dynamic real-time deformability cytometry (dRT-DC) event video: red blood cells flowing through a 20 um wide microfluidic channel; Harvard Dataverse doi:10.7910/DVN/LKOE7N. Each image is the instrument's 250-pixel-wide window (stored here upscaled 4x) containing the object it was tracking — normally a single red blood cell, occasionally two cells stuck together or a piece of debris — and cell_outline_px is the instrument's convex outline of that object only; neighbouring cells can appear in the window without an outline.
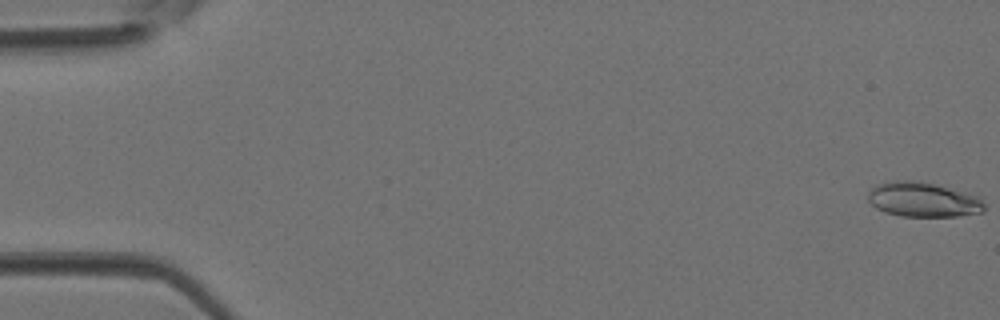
{"species": "Egyptian fruit bat (a non-hibernating species)", "species_latin": "Rousettus aegyptiacus", "temperature_condition": "room temperature", "stored_images_in_passage": 44, "camera_frame_rate_fps": 3000, "um_per_image_px": 0.085, "animal": {"sex": "female"}, "frame": {"image": 1, "passage_image": 1, "time_ms": 0.0, "image_size_px": [1000, 320], "cell_outline_px": [[984, 212], [956, 216], [900, 216], [884, 212], [876, 208], [868, 200], [868, 192], [876, 184], [896, 180], [912, 180], [936, 184], [976, 196], [984, 204]], "centroid_in_image_um": [78.41, 16.97], "position_along_channel_um": 6.6, "area_um2": 23.35}}
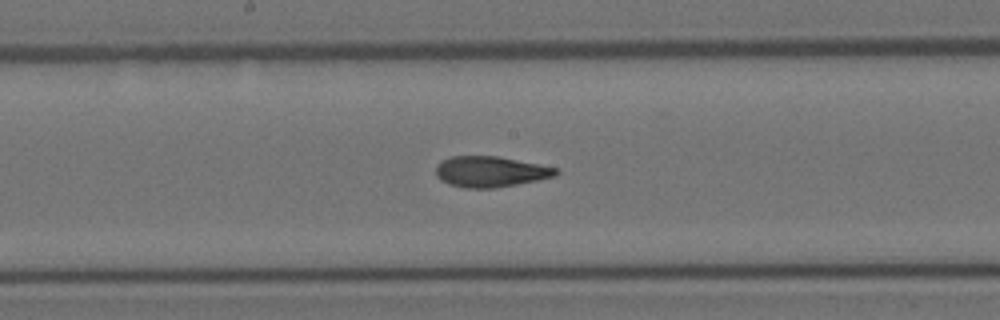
{"frame": {"image": 2, "passage_image": 23, "time_ms": 7.333, "image_size_px": [1000, 320], "cell_outline_px": [[560, 172], [556, 176], [540, 180], [496, 188], [464, 188], [448, 184], [440, 180], [436, 176], [436, 164], [452, 156], [496, 156], [560, 168]], "centroid_in_image_um": [41.71, 14.6], "position_along_channel_um": 206.5, "area_um2": 21.73}}
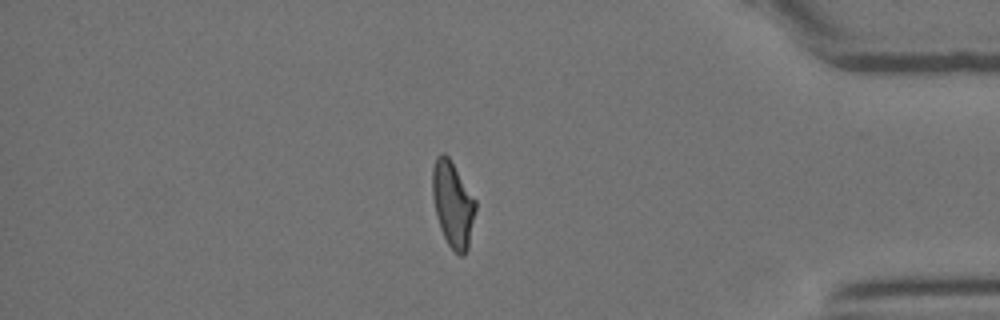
{"frame": {"image": 3, "passage_image": 37, "time_ms": 12.0, "image_size_px": [1000, 320], "cell_outline_px": [[476, 208], [468, 248], [464, 256], [460, 256], [448, 244], [440, 228], [436, 216], [432, 196], [432, 168], [436, 156], [440, 152], [444, 152], [448, 156], [476, 200]], "centroid_in_image_um": [38.47, 17.34], "position_along_channel_um": 396.7, "area_um2": 21.56}}